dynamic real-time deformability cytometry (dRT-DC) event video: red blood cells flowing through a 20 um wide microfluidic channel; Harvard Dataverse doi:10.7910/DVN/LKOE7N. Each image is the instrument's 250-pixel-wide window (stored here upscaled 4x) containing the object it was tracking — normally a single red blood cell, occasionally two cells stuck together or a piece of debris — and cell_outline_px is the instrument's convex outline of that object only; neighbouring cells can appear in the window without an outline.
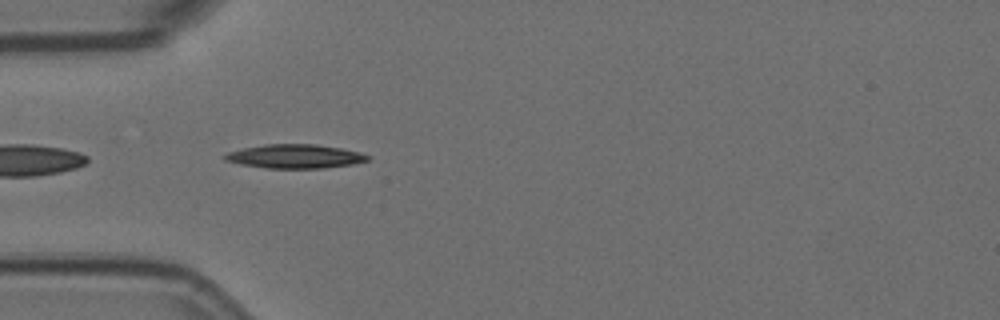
{"species": "Egyptian fruit bat (a non-hibernating species)", "species_latin": "Rousettus aegyptiacus", "temperature_condition": "room temperature", "stored_images_in_passage": 41, "camera_frame_rate_fps": 3000, "um_per_image_px": 0.085, "animal": {"sex": "female"}, "frame": {"image": 1, "passage_image": 2, "time_ms": 0.333, "image_size_px": [1000, 320], "cell_outline_px": [[368, 160], [352, 164], [324, 168], [268, 168], [240, 164], [224, 160], [220, 156], [228, 152], [244, 148], [264, 144], [316, 144], [340, 148], [360, 152], [368, 156]], "centroid_in_image_um": [25.02, 13.28], "position_along_channel_um": 60.0, "area_um2": 19.83}}
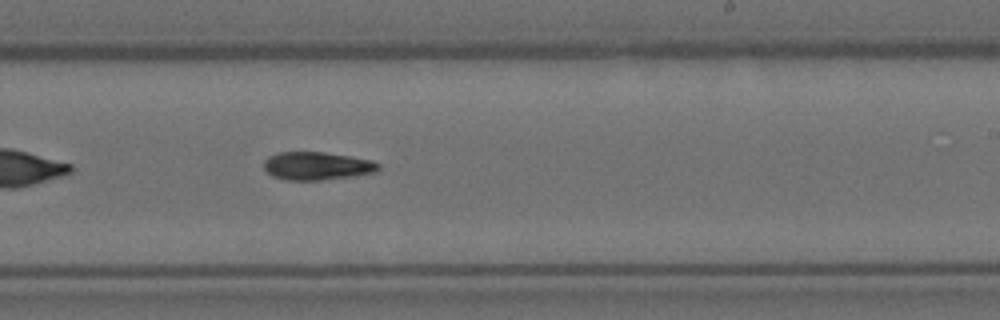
{"frame": {"image": 2, "passage_image": 19, "time_ms": 6.0, "image_size_px": [1000, 320], "cell_outline_px": [[380, 168], [376, 172], [352, 176], [320, 180], [288, 180], [272, 176], [264, 168], [264, 160], [268, 156], [280, 152], [324, 152], [372, 160], [380, 164]], "centroid_in_image_um": [26.94, 14.1], "position_along_channel_um": 262.1, "area_um2": 18.67}}
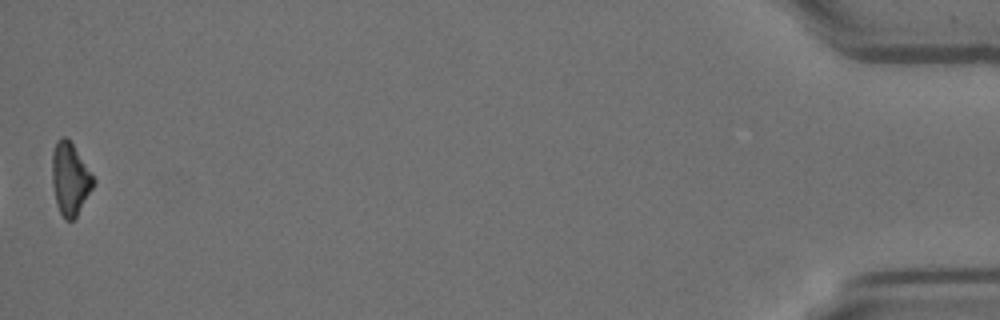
{"frame": {"image": 3, "passage_image": 41, "time_ms": 13.333, "image_size_px": [1000, 320], "cell_outline_px": [[96, 184], [76, 216], [72, 220], [64, 220], [56, 204], [52, 184], [52, 152], [56, 140], [60, 136], [64, 136], [72, 144], [96, 180]], "centroid_in_image_um": [5.95, 15.21], "position_along_channel_um": 429.2, "area_um2": 17.46}, "authors_computed_cell_mechanics": {"area_um2": 18.7272, "velocity_mm_per_s": 3.6097, "shape_relaxation_time_tau1_ms": 7.3553, "shape_relaxation_time_tau2_ms": 9.5052, "deformation_change_tau1": 0.1982, "deformation_change_tau2": 0.1834}}